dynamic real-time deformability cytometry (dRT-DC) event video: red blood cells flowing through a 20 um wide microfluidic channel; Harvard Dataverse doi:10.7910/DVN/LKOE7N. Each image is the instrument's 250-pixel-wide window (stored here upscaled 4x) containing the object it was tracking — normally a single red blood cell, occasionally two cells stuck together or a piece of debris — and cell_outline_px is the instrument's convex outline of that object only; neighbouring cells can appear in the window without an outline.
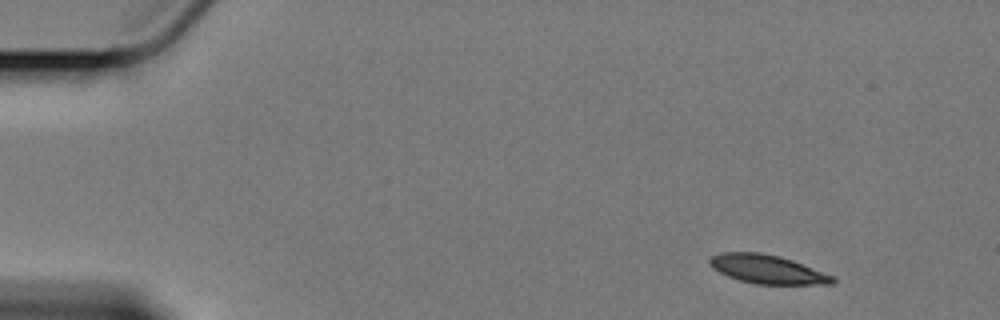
{"species": "Egyptian fruit bat (a non-hibernating species)", "species_latin": "Rousettus aegyptiacus", "temperature_condition": "cold", "stored_images_in_passage": 54, "camera_frame_rate_fps": 3000, "um_per_image_px": 0.085, "animal": {"sex": "female"}, "frame": {"image": 1, "passage_image": 1, "time_ms": 0.0, "image_size_px": [1000, 320], "cell_outline_px": [[836, 284], [756, 284], [740, 280], [728, 276], [712, 268], [708, 264], [708, 260], [712, 256], [724, 252], [760, 252], [780, 256], [792, 260], [832, 276], [836, 280]], "centroid_in_image_um": [65.19, 22.88], "position_along_channel_um": 19.8, "area_um2": 20.4}}
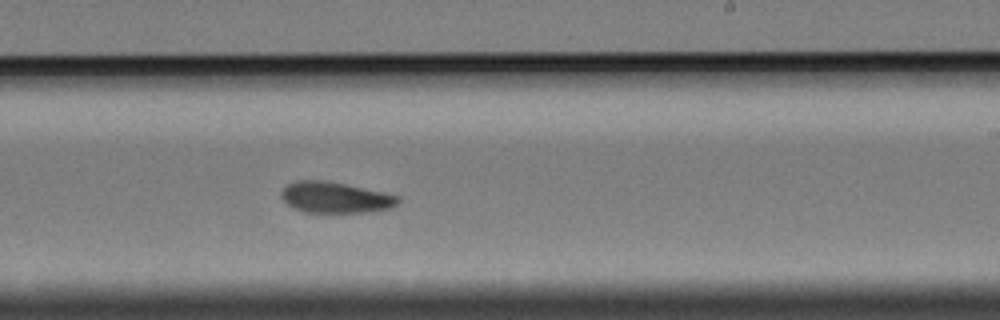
{"frame": {"image": 2, "passage_image": 31, "time_ms": 10.0, "image_size_px": [1000, 320], "cell_outline_px": [[400, 200], [392, 208], [368, 212], [304, 212], [292, 208], [280, 196], [280, 192], [288, 184], [296, 180], [324, 180], [344, 184], [400, 196]], "centroid_in_image_um": [28.47, 16.79], "position_along_channel_um": 260.5, "area_um2": 20.98}}
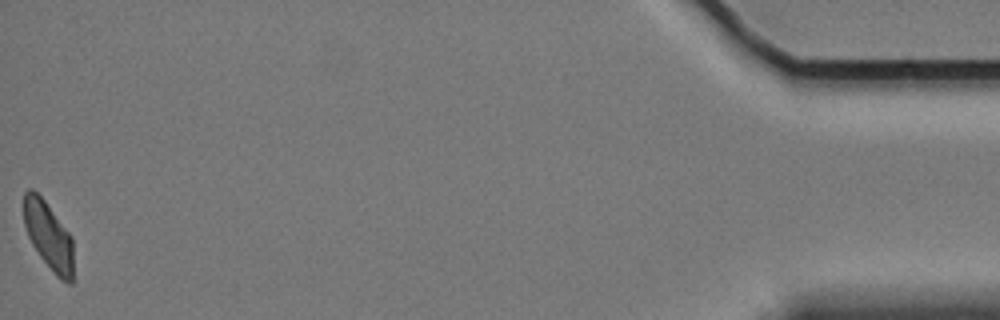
{"frame": {"image": 3, "passage_image": 54, "time_ms": 17.667, "image_size_px": [1000, 320], "cell_outline_px": [[72, 284], [68, 284], [56, 276], [52, 272], [40, 256], [32, 244], [28, 236], [24, 224], [24, 192], [28, 188], [32, 188], [44, 200], [72, 236]], "centroid_in_image_um": [4.12, 20.04], "position_along_channel_um": 431.1, "area_um2": 19.48}, "authors_computed_cell_mechanics": {"area_um2": 21.2993, "velocity_mm_per_s": 3.3808, "shape_relaxation_time_tau1_ms": 8.9386, "shape_relaxation_time_tau2_ms": 6.282, "deformation_change_tau1": 0.1758, "deformation_change_tau2": 0.0998}}